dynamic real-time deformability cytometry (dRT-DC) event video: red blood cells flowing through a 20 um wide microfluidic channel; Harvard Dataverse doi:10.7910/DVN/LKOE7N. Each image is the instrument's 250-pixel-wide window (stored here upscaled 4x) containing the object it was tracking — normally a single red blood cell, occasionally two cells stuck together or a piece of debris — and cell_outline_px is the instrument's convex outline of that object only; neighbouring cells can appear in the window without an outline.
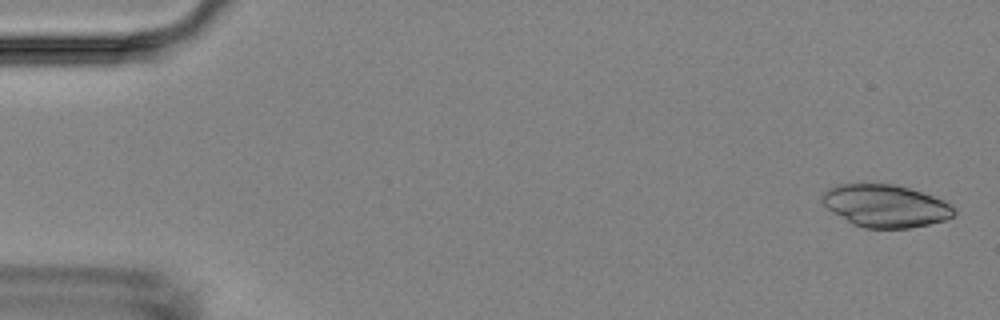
{"species": "Egyptian fruit bat (a non-hibernating species)", "species_latin": "Rousettus aegyptiacus", "temperature_condition": "room temperature", "stored_images_in_passage": 7, "camera_frame_rate_fps": 3000, "um_per_image_px": 0.085, "animal": {"sex": "female"}, "frame": {"image": 1, "passage_image": 2, "time_ms": 0.333, "image_size_px": [1000, 320], "cell_outline_px": [[956, 212], [952, 216], [944, 220], [928, 224], [908, 228], [864, 228], [852, 224], [832, 212], [820, 200], [820, 196], [828, 188], [836, 184], [892, 184], [908, 188], [944, 200], [956, 208]], "centroid_in_image_um": [75.23, 17.5], "position_along_channel_um": 9.8, "area_um2": 32.6}}